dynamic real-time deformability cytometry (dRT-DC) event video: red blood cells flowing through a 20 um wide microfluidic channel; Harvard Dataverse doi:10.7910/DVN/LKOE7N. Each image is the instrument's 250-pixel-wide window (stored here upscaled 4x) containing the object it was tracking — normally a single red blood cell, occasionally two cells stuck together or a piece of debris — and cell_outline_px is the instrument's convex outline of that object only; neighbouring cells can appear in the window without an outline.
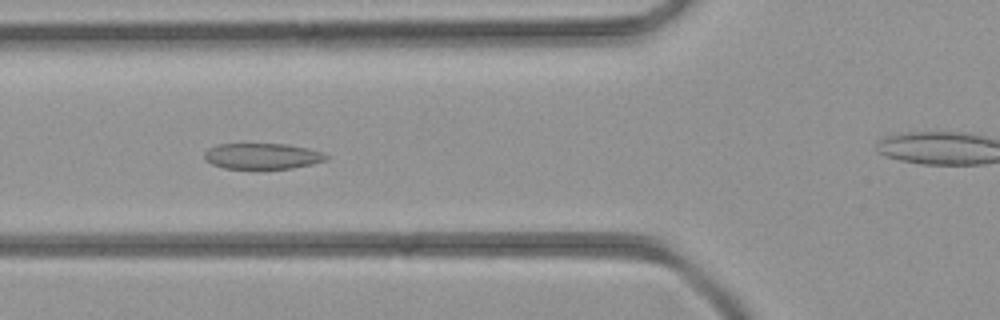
{"species": "common noctule bat (a hibernating species)", "species_latin": "Nyctalus noctula", "temperature_condition": "room temperature", "stored_images_in_passage": 38, "camera_frame_rate_fps": 3000, "um_per_image_px": 0.085, "animal": {"sex": "female", "body_mass_g": 21.9}, "frame": {"image": 1, "passage_image": 17, "time_ms": 5.333, "image_size_px": [1000, 320], "cell_outline_px": [[328, 160], [312, 164], [292, 168], [224, 168], [212, 164], [204, 160], [204, 152], [208, 148], [220, 144], [288, 144], [308, 148], [324, 152], [328, 156]], "centroid_in_image_um": [22.32, 13.26], "position_along_channel_um": 103.5, "area_um2": 18.38}}
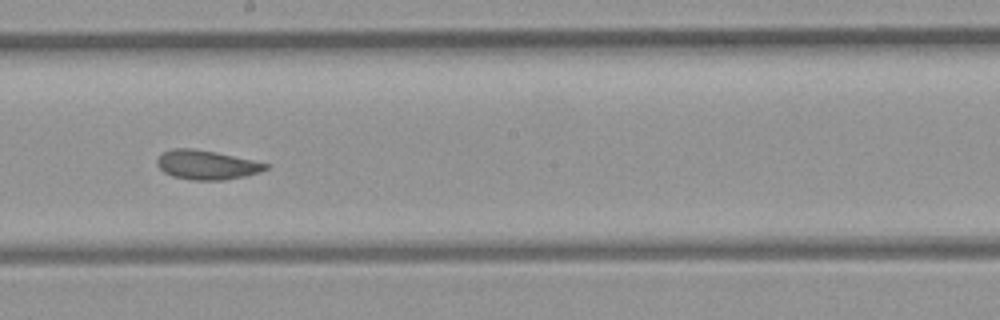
{"frame": {"image": 2, "passage_image": 25, "time_ms": 8.0, "image_size_px": [1000, 320], "cell_outline_px": [[268, 168], [260, 172], [244, 176], [224, 180], [192, 180], [172, 176], [164, 172], [156, 164], [156, 160], [164, 152], [172, 148], [192, 148], [216, 152], [252, 160], [268, 164]], "centroid_in_image_um": [17.54, 14.01], "position_along_channel_um": 230.7, "area_um2": 18.38}}
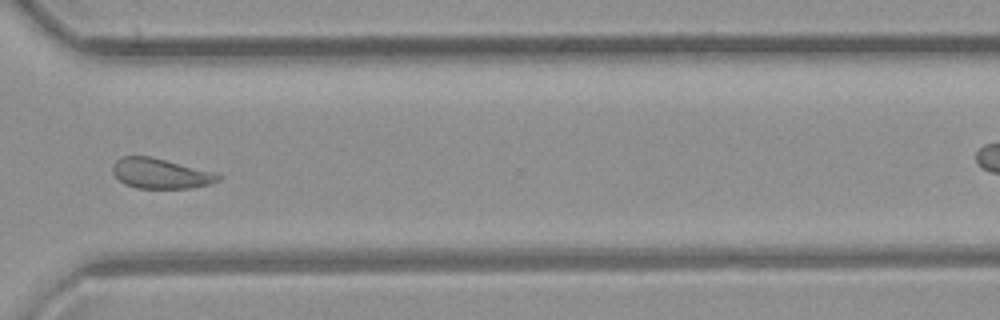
{"frame": {"image": 3, "passage_image": 33, "time_ms": 10.667, "image_size_px": [1000, 320], "cell_outline_px": [[224, 176], [220, 180], [208, 184], [192, 188], [136, 188], [124, 184], [112, 172], [112, 164], [116, 160], [124, 156], [152, 156], [212, 172]], "centroid_in_image_um": [13.62, 14.74], "position_along_channel_um": 357.0, "area_um2": 18.5}}